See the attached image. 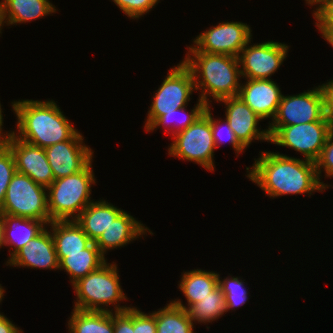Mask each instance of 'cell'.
<instances>
[{"label": "cell", "instance_id": "obj_16", "mask_svg": "<svg viewBox=\"0 0 333 333\" xmlns=\"http://www.w3.org/2000/svg\"><path fill=\"white\" fill-rule=\"evenodd\" d=\"M5 265L16 268L21 266L31 269L59 270L54 240L48 227L31 239L25 247L18 250Z\"/></svg>", "mask_w": 333, "mask_h": 333}, {"label": "cell", "instance_id": "obj_14", "mask_svg": "<svg viewBox=\"0 0 333 333\" xmlns=\"http://www.w3.org/2000/svg\"><path fill=\"white\" fill-rule=\"evenodd\" d=\"M5 144L13 153L16 171L29 176L35 183L48 188L54 176L44 148L32 145L12 135Z\"/></svg>", "mask_w": 333, "mask_h": 333}, {"label": "cell", "instance_id": "obj_18", "mask_svg": "<svg viewBox=\"0 0 333 333\" xmlns=\"http://www.w3.org/2000/svg\"><path fill=\"white\" fill-rule=\"evenodd\" d=\"M147 233L153 235L141 221H137L131 214L123 211L102 233L95 245L105 256L107 251L126 246Z\"/></svg>", "mask_w": 333, "mask_h": 333}, {"label": "cell", "instance_id": "obj_41", "mask_svg": "<svg viewBox=\"0 0 333 333\" xmlns=\"http://www.w3.org/2000/svg\"><path fill=\"white\" fill-rule=\"evenodd\" d=\"M306 4L309 6H318L319 4H321L324 0H305Z\"/></svg>", "mask_w": 333, "mask_h": 333}, {"label": "cell", "instance_id": "obj_20", "mask_svg": "<svg viewBox=\"0 0 333 333\" xmlns=\"http://www.w3.org/2000/svg\"><path fill=\"white\" fill-rule=\"evenodd\" d=\"M123 211L104 199L94 200L79 214L75 221L90 240L96 242Z\"/></svg>", "mask_w": 333, "mask_h": 333}, {"label": "cell", "instance_id": "obj_7", "mask_svg": "<svg viewBox=\"0 0 333 333\" xmlns=\"http://www.w3.org/2000/svg\"><path fill=\"white\" fill-rule=\"evenodd\" d=\"M0 212L44 221L48 225L50 215L47 208V188L16 171L6 190Z\"/></svg>", "mask_w": 333, "mask_h": 333}, {"label": "cell", "instance_id": "obj_42", "mask_svg": "<svg viewBox=\"0 0 333 333\" xmlns=\"http://www.w3.org/2000/svg\"><path fill=\"white\" fill-rule=\"evenodd\" d=\"M5 290L4 287L0 284V303L3 301Z\"/></svg>", "mask_w": 333, "mask_h": 333}, {"label": "cell", "instance_id": "obj_2", "mask_svg": "<svg viewBox=\"0 0 333 333\" xmlns=\"http://www.w3.org/2000/svg\"><path fill=\"white\" fill-rule=\"evenodd\" d=\"M11 105L17 117L14 136L32 145L46 148L70 140L78 132L53 99H22Z\"/></svg>", "mask_w": 333, "mask_h": 333}, {"label": "cell", "instance_id": "obj_1", "mask_svg": "<svg viewBox=\"0 0 333 333\" xmlns=\"http://www.w3.org/2000/svg\"><path fill=\"white\" fill-rule=\"evenodd\" d=\"M246 167V177L272 199L283 195L324 192L315 162L289 157L279 152L263 151Z\"/></svg>", "mask_w": 333, "mask_h": 333}, {"label": "cell", "instance_id": "obj_43", "mask_svg": "<svg viewBox=\"0 0 333 333\" xmlns=\"http://www.w3.org/2000/svg\"><path fill=\"white\" fill-rule=\"evenodd\" d=\"M2 25H1V21H0V34L2 33Z\"/></svg>", "mask_w": 333, "mask_h": 333}, {"label": "cell", "instance_id": "obj_34", "mask_svg": "<svg viewBox=\"0 0 333 333\" xmlns=\"http://www.w3.org/2000/svg\"><path fill=\"white\" fill-rule=\"evenodd\" d=\"M134 331L135 333H156L155 314L144 313L134 307Z\"/></svg>", "mask_w": 333, "mask_h": 333}, {"label": "cell", "instance_id": "obj_5", "mask_svg": "<svg viewBox=\"0 0 333 333\" xmlns=\"http://www.w3.org/2000/svg\"><path fill=\"white\" fill-rule=\"evenodd\" d=\"M92 162L75 174L54 180L47 188L50 222L75 220L93 202L91 186L97 179Z\"/></svg>", "mask_w": 333, "mask_h": 333}, {"label": "cell", "instance_id": "obj_9", "mask_svg": "<svg viewBox=\"0 0 333 333\" xmlns=\"http://www.w3.org/2000/svg\"><path fill=\"white\" fill-rule=\"evenodd\" d=\"M195 90L193 74L182 61L169 69L167 76L153 95L144 129L147 130L166 112L188 106L190 96Z\"/></svg>", "mask_w": 333, "mask_h": 333}, {"label": "cell", "instance_id": "obj_4", "mask_svg": "<svg viewBox=\"0 0 333 333\" xmlns=\"http://www.w3.org/2000/svg\"><path fill=\"white\" fill-rule=\"evenodd\" d=\"M118 272L116 263L106 262L75 282L72 285L76 296L74 308L85 311H114V313L128 310L129 305L120 306V302L127 301L128 298L121 288ZM110 305L114 308L108 309Z\"/></svg>", "mask_w": 333, "mask_h": 333}, {"label": "cell", "instance_id": "obj_32", "mask_svg": "<svg viewBox=\"0 0 333 333\" xmlns=\"http://www.w3.org/2000/svg\"><path fill=\"white\" fill-rule=\"evenodd\" d=\"M131 19H139L149 13L160 0H112Z\"/></svg>", "mask_w": 333, "mask_h": 333}, {"label": "cell", "instance_id": "obj_19", "mask_svg": "<svg viewBox=\"0 0 333 333\" xmlns=\"http://www.w3.org/2000/svg\"><path fill=\"white\" fill-rule=\"evenodd\" d=\"M55 8L49 0H1V25L3 27L25 24L56 13L58 10Z\"/></svg>", "mask_w": 333, "mask_h": 333}, {"label": "cell", "instance_id": "obj_28", "mask_svg": "<svg viewBox=\"0 0 333 333\" xmlns=\"http://www.w3.org/2000/svg\"><path fill=\"white\" fill-rule=\"evenodd\" d=\"M207 107L208 106L203 101L198 99L195 107L190 110L191 112L187 111V106L166 112V114L159 117L146 131L154 132V130L163 126L164 132H168V135L171 134L173 136L175 133L186 129L194 123L205 112ZM179 115H181L182 119L179 118ZM175 117H178L179 119Z\"/></svg>", "mask_w": 333, "mask_h": 333}, {"label": "cell", "instance_id": "obj_15", "mask_svg": "<svg viewBox=\"0 0 333 333\" xmlns=\"http://www.w3.org/2000/svg\"><path fill=\"white\" fill-rule=\"evenodd\" d=\"M218 102L224 103L225 119L245 148L254 140L270 142L268 129H258L262 119L239 96L227 97Z\"/></svg>", "mask_w": 333, "mask_h": 333}, {"label": "cell", "instance_id": "obj_24", "mask_svg": "<svg viewBox=\"0 0 333 333\" xmlns=\"http://www.w3.org/2000/svg\"><path fill=\"white\" fill-rule=\"evenodd\" d=\"M47 226L50 228L57 254L83 253L92 243L75 220L51 221Z\"/></svg>", "mask_w": 333, "mask_h": 333}, {"label": "cell", "instance_id": "obj_21", "mask_svg": "<svg viewBox=\"0 0 333 333\" xmlns=\"http://www.w3.org/2000/svg\"><path fill=\"white\" fill-rule=\"evenodd\" d=\"M218 274L214 271L202 269L183 272L178 288L185 296L188 304L185 306L180 299H174L172 302L188 310L194 303L199 302L218 287Z\"/></svg>", "mask_w": 333, "mask_h": 333}, {"label": "cell", "instance_id": "obj_37", "mask_svg": "<svg viewBox=\"0 0 333 333\" xmlns=\"http://www.w3.org/2000/svg\"><path fill=\"white\" fill-rule=\"evenodd\" d=\"M0 333H23V330L0 312Z\"/></svg>", "mask_w": 333, "mask_h": 333}, {"label": "cell", "instance_id": "obj_26", "mask_svg": "<svg viewBox=\"0 0 333 333\" xmlns=\"http://www.w3.org/2000/svg\"><path fill=\"white\" fill-rule=\"evenodd\" d=\"M156 333H194V323L186 309L171 300L164 308L153 311Z\"/></svg>", "mask_w": 333, "mask_h": 333}, {"label": "cell", "instance_id": "obj_3", "mask_svg": "<svg viewBox=\"0 0 333 333\" xmlns=\"http://www.w3.org/2000/svg\"><path fill=\"white\" fill-rule=\"evenodd\" d=\"M182 62L191 70L196 92L201 93L199 99L207 106L211 105V98L218 103L221 99L238 96L242 78L238 57L187 52Z\"/></svg>", "mask_w": 333, "mask_h": 333}, {"label": "cell", "instance_id": "obj_29", "mask_svg": "<svg viewBox=\"0 0 333 333\" xmlns=\"http://www.w3.org/2000/svg\"><path fill=\"white\" fill-rule=\"evenodd\" d=\"M218 278V286L221 291L225 294V301L227 304L228 311L235 310V308H239L244 306L248 301V289L245 288V280L240 279V277L228 276L222 280L220 278V274Z\"/></svg>", "mask_w": 333, "mask_h": 333}, {"label": "cell", "instance_id": "obj_8", "mask_svg": "<svg viewBox=\"0 0 333 333\" xmlns=\"http://www.w3.org/2000/svg\"><path fill=\"white\" fill-rule=\"evenodd\" d=\"M270 142L277 146L294 149L303 154L304 159L315 162L329 134L333 131L331 122L326 116L321 120L290 125L268 126Z\"/></svg>", "mask_w": 333, "mask_h": 333}, {"label": "cell", "instance_id": "obj_40", "mask_svg": "<svg viewBox=\"0 0 333 333\" xmlns=\"http://www.w3.org/2000/svg\"><path fill=\"white\" fill-rule=\"evenodd\" d=\"M324 40L328 42L333 48V34H321Z\"/></svg>", "mask_w": 333, "mask_h": 333}, {"label": "cell", "instance_id": "obj_22", "mask_svg": "<svg viewBox=\"0 0 333 333\" xmlns=\"http://www.w3.org/2000/svg\"><path fill=\"white\" fill-rule=\"evenodd\" d=\"M3 221V247H12V252L9 249L10 256L8 260L18 250L25 247L31 239L39 235L45 228H47V224L44 221L14 215L3 214Z\"/></svg>", "mask_w": 333, "mask_h": 333}, {"label": "cell", "instance_id": "obj_12", "mask_svg": "<svg viewBox=\"0 0 333 333\" xmlns=\"http://www.w3.org/2000/svg\"><path fill=\"white\" fill-rule=\"evenodd\" d=\"M325 116L323 96L318 87L296 95H282L281 102L269 126H290L321 120Z\"/></svg>", "mask_w": 333, "mask_h": 333}, {"label": "cell", "instance_id": "obj_23", "mask_svg": "<svg viewBox=\"0 0 333 333\" xmlns=\"http://www.w3.org/2000/svg\"><path fill=\"white\" fill-rule=\"evenodd\" d=\"M57 258L59 270L67 272L72 285L107 262L95 242L85 248L83 253L57 254Z\"/></svg>", "mask_w": 333, "mask_h": 333}, {"label": "cell", "instance_id": "obj_38", "mask_svg": "<svg viewBox=\"0 0 333 333\" xmlns=\"http://www.w3.org/2000/svg\"><path fill=\"white\" fill-rule=\"evenodd\" d=\"M1 102H0V143H5L12 135H14V131L15 130H12V131H5L3 132V114H2V108H1ZM4 133V134H3Z\"/></svg>", "mask_w": 333, "mask_h": 333}, {"label": "cell", "instance_id": "obj_13", "mask_svg": "<svg viewBox=\"0 0 333 333\" xmlns=\"http://www.w3.org/2000/svg\"><path fill=\"white\" fill-rule=\"evenodd\" d=\"M83 141L78 131L70 140L44 148L54 180L83 170L93 160L94 151Z\"/></svg>", "mask_w": 333, "mask_h": 333}, {"label": "cell", "instance_id": "obj_17", "mask_svg": "<svg viewBox=\"0 0 333 333\" xmlns=\"http://www.w3.org/2000/svg\"><path fill=\"white\" fill-rule=\"evenodd\" d=\"M238 96L263 120L276 115L282 92L273 79H245Z\"/></svg>", "mask_w": 333, "mask_h": 333}, {"label": "cell", "instance_id": "obj_27", "mask_svg": "<svg viewBox=\"0 0 333 333\" xmlns=\"http://www.w3.org/2000/svg\"><path fill=\"white\" fill-rule=\"evenodd\" d=\"M190 319L196 324L212 323L228 312L225 294L218 286L202 300L194 303L188 310Z\"/></svg>", "mask_w": 333, "mask_h": 333}, {"label": "cell", "instance_id": "obj_31", "mask_svg": "<svg viewBox=\"0 0 333 333\" xmlns=\"http://www.w3.org/2000/svg\"><path fill=\"white\" fill-rule=\"evenodd\" d=\"M16 172L13 153L5 143H0V208L5 200L6 190Z\"/></svg>", "mask_w": 333, "mask_h": 333}, {"label": "cell", "instance_id": "obj_11", "mask_svg": "<svg viewBox=\"0 0 333 333\" xmlns=\"http://www.w3.org/2000/svg\"><path fill=\"white\" fill-rule=\"evenodd\" d=\"M251 44L250 40L238 56L241 77L270 79L286 60L289 46L273 40Z\"/></svg>", "mask_w": 333, "mask_h": 333}, {"label": "cell", "instance_id": "obj_10", "mask_svg": "<svg viewBox=\"0 0 333 333\" xmlns=\"http://www.w3.org/2000/svg\"><path fill=\"white\" fill-rule=\"evenodd\" d=\"M196 38L188 52H205L209 54H226L238 57L241 50L253 39L250 25L243 22H220L210 26Z\"/></svg>", "mask_w": 333, "mask_h": 333}, {"label": "cell", "instance_id": "obj_35", "mask_svg": "<svg viewBox=\"0 0 333 333\" xmlns=\"http://www.w3.org/2000/svg\"><path fill=\"white\" fill-rule=\"evenodd\" d=\"M114 333H135L134 306L125 312L114 313Z\"/></svg>", "mask_w": 333, "mask_h": 333}, {"label": "cell", "instance_id": "obj_33", "mask_svg": "<svg viewBox=\"0 0 333 333\" xmlns=\"http://www.w3.org/2000/svg\"><path fill=\"white\" fill-rule=\"evenodd\" d=\"M315 25L321 34H333V0H324L314 8Z\"/></svg>", "mask_w": 333, "mask_h": 333}, {"label": "cell", "instance_id": "obj_25", "mask_svg": "<svg viewBox=\"0 0 333 333\" xmlns=\"http://www.w3.org/2000/svg\"><path fill=\"white\" fill-rule=\"evenodd\" d=\"M68 320L69 333H114V312L73 308Z\"/></svg>", "mask_w": 333, "mask_h": 333}, {"label": "cell", "instance_id": "obj_39", "mask_svg": "<svg viewBox=\"0 0 333 333\" xmlns=\"http://www.w3.org/2000/svg\"><path fill=\"white\" fill-rule=\"evenodd\" d=\"M3 239H4V221L3 214L0 212V249L3 247Z\"/></svg>", "mask_w": 333, "mask_h": 333}, {"label": "cell", "instance_id": "obj_30", "mask_svg": "<svg viewBox=\"0 0 333 333\" xmlns=\"http://www.w3.org/2000/svg\"><path fill=\"white\" fill-rule=\"evenodd\" d=\"M211 129L215 147H220V144L229 142L238 156L246 149L236 138L233 130L230 128L226 119H214L211 113Z\"/></svg>", "mask_w": 333, "mask_h": 333}, {"label": "cell", "instance_id": "obj_6", "mask_svg": "<svg viewBox=\"0 0 333 333\" xmlns=\"http://www.w3.org/2000/svg\"><path fill=\"white\" fill-rule=\"evenodd\" d=\"M211 106L189 127L175 133L168 146V155L194 162L214 172V151L216 149L211 129Z\"/></svg>", "mask_w": 333, "mask_h": 333}, {"label": "cell", "instance_id": "obj_36", "mask_svg": "<svg viewBox=\"0 0 333 333\" xmlns=\"http://www.w3.org/2000/svg\"><path fill=\"white\" fill-rule=\"evenodd\" d=\"M319 87L323 96L324 114L333 127V80H329Z\"/></svg>", "mask_w": 333, "mask_h": 333}]
</instances>
